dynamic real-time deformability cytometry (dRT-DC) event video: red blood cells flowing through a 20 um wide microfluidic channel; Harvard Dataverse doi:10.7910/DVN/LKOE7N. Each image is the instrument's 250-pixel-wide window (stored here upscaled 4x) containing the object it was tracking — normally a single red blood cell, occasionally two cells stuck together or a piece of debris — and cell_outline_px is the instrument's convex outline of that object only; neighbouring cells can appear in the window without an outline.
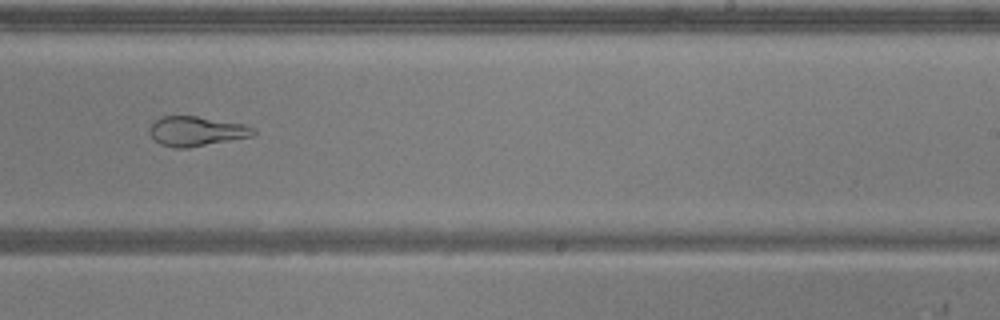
{"species": "common noctule bat (a hibernating species)", "species_latin": "Nyctalus noctula", "temperature_condition": "warm", "stored_images_in_passage": 47, "camera_frame_rate_fps": 3000, "um_per_image_px": 0.085, "animal": {"sex": "male", "body_mass_g": 20.5, "forearm_length_mm": 52.5}, "frame": {"image": 1, "passage_image": 27, "time_ms": 8.667, "image_size_px": [1000, 320], "cell_outline_px": [[256, 132], [252, 136], [188, 148], [172, 148], [160, 144], [148, 132], [148, 128], [160, 116], [196, 116], [248, 124], [256, 128]], "centroid_in_image_um": [16.71, 11.15], "position_along_channel_um": 272.3, "area_um2": 18.15}, "authors_computed_cell_mechanics": {"area_um2": 24.1026, "velocity_mm_per_s": 3.8524, "shape_relaxation_time_tau1_ms": null, "shape_relaxation_time_tau2_ms": 1.8531, "deformation_change_tau1": null, "deformation_change_tau2": 0.0915}}